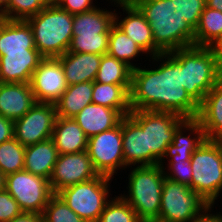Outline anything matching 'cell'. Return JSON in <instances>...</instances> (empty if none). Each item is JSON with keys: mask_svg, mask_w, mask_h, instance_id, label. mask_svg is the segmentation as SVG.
<instances>
[{"mask_svg": "<svg viewBox=\"0 0 222 222\" xmlns=\"http://www.w3.org/2000/svg\"><path fill=\"white\" fill-rule=\"evenodd\" d=\"M150 59L148 61L157 66L147 69L140 65L132 70L131 110L164 111L185 119L196 118L199 105L182 85V64L171 53Z\"/></svg>", "mask_w": 222, "mask_h": 222, "instance_id": "obj_1", "label": "cell"}, {"mask_svg": "<svg viewBox=\"0 0 222 222\" xmlns=\"http://www.w3.org/2000/svg\"><path fill=\"white\" fill-rule=\"evenodd\" d=\"M152 29L155 47L162 53L194 46L195 30L181 17L174 0H130Z\"/></svg>", "mask_w": 222, "mask_h": 222, "instance_id": "obj_2", "label": "cell"}, {"mask_svg": "<svg viewBox=\"0 0 222 222\" xmlns=\"http://www.w3.org/2000/svg\"><path fill=\"white\" fill-rule=\"evenodd\" d=\"M182 64V85L200 105L222 78V67L212 47L191 46L170 52Z\"/></svg>", "mask_w": 222, "mask_h": 222, "instance_id": "obj_3", "label": "cell"}, {"mask_svg": "<svg viewBox=\"0 0 222 222\" xmlns=\"http://www.w3.org/2000/svg\"><path fill=\"white\" fill-rule=\"evenodd\" d=\"M26 21L32 29L35 47L44 58H58L68 51L73 36V14L53 2Z\"/></svg>", "mask_w": 222, "mask_h": 222, "instance_id": "obj_4", "label": "cell"}, {"mask_svg": "<svg viewBox=\"0 0 222 222\" xmlns=\"http://www.w3.org/2000/svg\"><path fill=\"white\" fill-rule=\"evenodd\" d=\"M132 168V169H131ZM127 194L120 196L137 213L141 221L159 220L161 193L165 179L163 168L158 165L131 166Z\"/></svg>", "mask_w": 222, "mask_h": 222, "instance_id": "obj_5", "label": "cell"}, {"mask_svg": "<svg viewBox=\"0 0 222 222\" xmlns=\"http://www.w3.org/2000/svg\"><path fill=\"white\" fill-rule=\"evenodd\" d=\"M190 160L191 189L214 206L222 192V141L205 139Z\"/></svg>", "mask_w": 222, "mask_h": 222, "instance_id": "obj_6", "label": "cell"}, {"mask_svg": "<svg viewBox=\"0 0 222 222\" xmlns=\"http://www.w3.org/2000/svg\"><path fill=\"white\" fill-rule=\"evenodd\" d=\"M112 180L111 177L99 175L94 179L66 187L57 195L86 222H98L107 202L111 199Z\"/></svg>", "mask_w": 222, "mask_h": 222, "instance_id": "obj_7", "label": "cell"}, {"mask_svg": "<svg viewBox=\"0 0 222 222\" xmlns=\"http://www.w3.org/2000/svg\"><path fill=\"white\" fill-rule=\"evenodd\" d=\"M211 205L189 186L165 177L159 222H194Z\"/></svg>", "mask_w": 222, "mask_h": 222, "instance_id": "obj_8", "label": "cell"}, {"mask_svg": "<svg viewBox=\"0 0 222 222\" xmlns=\"http://www.w3.org/2000/svg\"><path fill=\"white\" fill-rule=\"evenodd\" d=\"M129 115L146 130L150 166L158 165L167 146L172 143L176 129L186 120L178 114L154 110H132Z\"/></svg>", "mask_w": 222, "mask_h": 222, "instance_id": "obj_9", "label": "cell"}, {"mask_svg": "<svg viewBox=\"0 0 222 222\" xmlns=\"http://www.w3.org/2000/svg\"><path fill=\"white\" fill-rule=\"evenodd\" d=\"M5 190L16 200L23 212L41 215L54 195L48 179L25 170L7 175Z\"/></svg>", "mask_w": 222, "mask_h": 222, "instance_id": "obj_10", "label": "cell"}, {"mask_svg": "<svg viewBox=\"0 0 222 222\" xmlns=\"http://www.w3.org/2000/svg\"><path fill=\"white\" fill-rule=\"evenodd\" d=\"M86 151L99 175L114 178L118 170H125L122 119L116 127L89 137Z\"/></svg>", "mask_w": 222, "mask_h": 222, "instance_id": "obj_11", "label": "cell"}, {"mask_svg": "<svg viewBox=\"0 0 222 222\" xmlns=\"http://www.w3.org/2000/svg\"><path fill=\"white\" fill-rule=\"evenodd\" d=\"M56 106L53 103H35L23 117L14 121V138L24 147L52 137Z\"/></svg>", "mask_w": 222, "mask_h": 222, "instance_id": "obj_12", "label": "cell"}, {"mask_svg": "<svg viewBox=\"0 0 222 222\" xmlns=\"http://www.w3.org/2000/svg\"><path fill=\"white\" fill-rule=\"evenodd\" d=\"M109 1L113 7L116 5L115 7H118L119 10L121 8L123 11V14H121L122 12L116 13L117 8L115 9L114 24L137 43V45L147 54L146 57L162 54L155 47L152 29L141 11L130 0ZM118 14H120V16ZM124 14L125 16L122 18L121 16Z\"/></svg>", "mask_w": 222, "mask_h": 222, "instance_id": "obj_13", "label": "cell"}, {"mask_svg": "<svg viewBox=\"0 0 222 222\" xmlns=\"http://www.w3.org/2000/svg\"><path fill=\"white\" fill-rule=\"evenodd\" d=\"M87 151L59 154L49 179L52 191L62 189L98 177Z\"/></svg>", "mask_w": 222, "mask_h": 222, "instance_id": "obj_14", "label": "cell"}, {"mask_svg": "<svg viewBox=\"0 0 222 222\" xmlns=\"http://www.w3.org/2000/svg\"><path fill=\"white\" fill-rule=\"evenodd\" d=\"M30 85L37 103L55 104L68 87L61 62L44 58L33 72Z\"/></svg>", "mask_w": 222, "mask_h": 222, "instance_id": "obj_15", "label": "cell"}, {"mask_svg": "<svg viewBox=\"0 0 222 222\" xmlns=\"http://www.w3.org/2000/svg\"><path fill=\"white\" fill-rule=\"evenodd\" d=\"M43 59L37 49L4 53L0 56V82L30 83L33 72Z\"/></svg>", "mask_w": 222, "mask_h": 222, "instance_id": "obj_16", "label": "cell"}, {"mask_svg": "<svg viewBox=\"0 0 222 222\" xmlns=\"http://www.w3.org/2000/svg\"><path fill=\"white\" fill-rule=\"evenodd\" d=\"M122 145L125 169L130 166H150V150H147L146 130L130 116L122 118Z\"/></svg>", "mask_w": 222, "mask_h": 222, "instance_id": "obj_17", "label": "cell"}, {"mask_svg": "<svg viewBox=\"0 0 222 222\" xmlns=\"http://www.w3.org/2000/svg\"><path fill=\"white\" fill-rule=\"evenodd\" d=\"M35 103L30 83L0 82V115L4 118L20 119Z\"/></svg>", "mask_w": 222, "mask_h": 222, "instance_id": "obj_18", "label": "cell"}, {"mask_svg": "<svg viewBox=\"0 0 222 222\" xmlns=\"http://www.w3.org/2000/svg\"><path fill=\"white\" fill-rule=\"evenodd\" d=\"M196 119L206 139L222 141V78L205 95Z\"/></svg>", "mask_w": 222, "mask_h": 222, "instance_id": "obj_19", "label": "cell"}, {"mask_svg": "<svg viewBox=\"0 0 222 222\" xmlns=\"http://www.w3.org/2000/svg\"><path fill=\"white\" fill-rule=\"evenodd\" d=\"M102 55L66 52L57 59L61 62L67 85L94 82Z\"/></svg>", "mask_w": 222, "mask_h": 222, "instance_id": "obj_20", "label": "cell"}, {"mask_svg": "<svg viewBox=\"0 0 222 222\" xmlns=\"http://www.w3.org/2000/svg\"><path fill=\"white\" fill-rule=\"evenodd\" d=\"M122 118L123 116L115 109L90 103L73 119L89 138L116 127Z\"/></svg>", "mask_w": 222, "mask_h": 222, "instance_id": "obj_21", "label": "cell"}, {"mask_svg": "<svg viewBox=\"0 0 222 222\" xmlns=\"http://www.w3.org/2000/svg\"><path fill=\"white\" fill-rule=\"evenodd\" d=\"M186 131L190 133L187 135ZM205 139L204 130L199 121L196 118L186 119L176 129L173 141L167 146L159 165L163 167L164 163H166L165 159H170L176 154L192 155Z\"/></svg>", "mask_w": 222, "mask_h": 222, "instance_id": "obj_22", "label": "cell"}, {"mask_svg": "<svg viewBox=\"0 0 222 222\" xmlns=\"http://www.w3.org/2000/svg\"><path fill=\"white\" fill-rule=\"evenodd\" d=\"M51 139L58 154L83 152L87 149L88 137L73 118L57 117Z\"/></svg>", "mask_w": 222, "mask_h": 222, "instance_id": "obj_23", "label": "cell"}, {"mask_svg": "<svg viewBox=\"0 0 222 222\" xmlns=\"http://www.w3.org/2000/svg\"><path fill=\"white\" fill-rule=\"evenodd\" d=\"M36 49L33 32L26 20L5 19L0 28V56Z\"/></svg>", "mask_w": 222, "mask_h": 222, "instance_id": "obj_24", "label": "cell"}, {"mask_svg": "<svg viewBox=\"0 0 222 222\" xmlns=\"http://www.w3.org/2000/svg\"><path fill=\"white\" fill-rule=\"evenodd\" d=\"M58 155L51 138L27 146L25 148L24 170L49 180Z\"/></svg>", "mask_w": 222, "mask_h": 222, "instance_id": "obj_25", "label": "cell"}, {"mask_svg": "<svg viewBox=\"0 0 222 222\" xmlns=\"http://www.w3.org/2000/svg\"><path fill=\"white\" fill-rule=\"evenodd\" d=\"M114 16L115 9L109 11L101 7L73 14V36L109 33L114 24Z\"/></svg>", "mask_w": 222, "mask_h": 222, "instance_id": "obj_26", "label": "cell"}, {"mask_svg": "<svg viewBox=\"0 0 222 222\" xmlns=\"http://www.w3.org/2000/svg\"><path fill=\"white\" fill-rule=\"evenodd\" d=\"M131 85H114L93 82L92 103L117 110L122 116L129 115Z\"/></svg>", "mask_w": 222, "mask_h": 222, "instance_id": "obj_27", "label": "cell"}, {"mask_svg": "<svg viewBox=\"0 0 222 222\" xmlns=\"http://www.w3.org/2000/svg\"><path fill=\"white\" fill-rule=\"evenodd\" d=\"M93 82L69 85L55 103L57 117L74 118L85 106L92 103Z\"/></svg>", "mask_w": 222, "mask_h": 222, "instance_id": "obj_28", "label": "cell"}, {"mask_svg": "<svg viewBox=\"0 0 222 222\" xmlns=\"http://www.w3.org/2000/svg\"><path fill=\"white\" fill-rule=\"evenodd\" d=\"M107 54L123 61L132 69L137 68L135 58L146 54L131 38H129L119 27L113 24L109 32V43ZM134 60V61H133Z\"/></svg>", "mask_w": 222, "mask_h": 222, "instance_id": "obj_29", "label": "cell"}, {"mask_svg": "<svg viewBox=\"0 0 222 222\" xmlns=\"http://www.w3.org/2000/svg\"><path fill=\"white\" fill-rule=\"evenodd\" d=\"M222 38V12L204 8L195 29L194 46L213 47Z\"/></svg>", "mask_w": 222, "mask_h": 222, "instance_id": "obj_30", "label": "cell"}, {"mask_svg": "<svg viewBox=\"0 0 222 222\" xmlns=\"http://www.w3.org/2000/svg\"><path fill=\"white\" fill-rule=\"evenodd\" d=\"M132 68L108 54L102 55L95 82L114 85H131Z\"/></svg>", "mask_w": 222, "mask_h": 222, "instance_id": "obj_31", "label": "cell"}, {"mask_svg": "<svg viewBox=\"0 0 222 222\" xmlns=\"http://www.w3.org/2000/svg\"><path fill=\"white\" fill-rule=\"evenodd\" d=\"M25 148L14 137L0 144V170L5 176L24 170Z\"/></svg>", "mask_w": 222, "mask_h": 222, "instance_id": "obj_32", "label": "cell"}, {"mask_svg": "<svg viewBox=\"0 0 222 222\" xmlns=\"http://www.w3.org/2000/svg\"><path fill=\"white\" fill-rule=\"evenodd\" d=\"M98 222H141V220L120 195H115L107 202Z\"/></svg>", "mask_w": 222, "mask_h": 222, "instance_id": "obj_33", "label": "cell"}, {"mask_svg": "<svg viewBox=\"0 0 222 222\" xmlns=\"http://www.w3.org/2000/svg\"><path fill=\"white\" fill-rule=\"evenodd\" d=\"M52 3V0H8L7 5L2 10L6 19L26 20Z\"/></svg>", "mask_w": 222, "mask_h": 222, "instance_id": "obj_34", "label": "cell"}, {"mask_svg": "<svg viewBox=\"0 0 222 222\" xmlns=\"http://www.w3.org/2000/svg\"><path fill=\"white\" fill-rule=\"evenodd\" d=\"M109 33L72 36L68 52L107 54Z\"/></svg>", "mask_w": 222, "mask_h": 222, "instance_id": "obj_35", "label": "cell"}, {"mask_svg": "<svg viewBox=\"0 0 222 222\" xmlns=\"http://www.w3.org/2000/svg\"><path fill=\"white\" fill-rule=\"evenodd\" d=\"M43 222H86L71 210L57 194L49 200L42 213Z\"/></svg>", "mask_w": 222, "mask_h": 222, "instance_id": "obj_36", "label": "cell"}, {"mask_svg": "<svg viewBox=\"0 0 222 222\" xmlns=\"http://www.w3.org/2000/svg\"><path fill=\"white\" fill-rule=\"evenodd\" d=\"M192 155H179L176 154L168 159L167 166H163L165 177L189 186L191 188L192 181V167H191ZM168 167V168H167ZM168 170V171H166Z\"/></svg>", "mask_w": 222, "mask_h": 222, "instance_id": "obj_37", "label": "cell"}, {"mask_svg": "<svg viewBox=\"0 0 222 222\" xmlns=\"http://www.w3.org/2000/svg\"><path fill=\"white\" fill-rule=\"evenodd\" d=\"M174 2L181 17L195 30L206 6L205 0H174Z\"/></svg>", "mask_w": 222, "mask_h": 222, "instance_id": "obj_38", "label": "cell"}, {"mask_svg": "<svg viewBox=\"0 0 222 222\" xmlns=\"http://www.w3.org/2000/svg\"><path fill=\"white\" fill-rule=\"evenodd\" d=\"M19 204L16 200L6 191L0 192V222H9L14 217L21 215Z\"/></svg>", "mask_w": 222, "mask_h": 222, "instance_id": "obj_39", "label": "cell"}, {"mask_svg": "<svg viewBox=\"0 0 222 222\" xmlns=\"http://www.w3.org/2000/svg\"><path fill=\"white\" fill-rule=\"evenodd\" d=\"M94 0H55L54 3L61 9L71 13L77 14L87 12L98 5H94Z\"/></svg>", "mask_w": 222, "mask_h": 222, "instance_id": "obj_40", "label": "cell"}, {"mask_svg": "<svg viewBox=\"0 0 222 222\" xmlns=\"http://www.w3.org/2000/svg\"><path fill=\"white\" fill-rule=\"evenodd\" d=\"M14 121L0 115V144L14 137Z\"/></svg>", "mask_w": 222, "mask_h": 222, "instance_id": "obj_41", "label": "cell"}, {"mask_svg": "<svg viewBox=\"0 0 222 222\" xmlns=\"http://www.w3.org/2000/svg\"><path fill=\"white\" fill-rule=\"evenodd\" d=\"M214 206H210L201 216H199L194 222H222L221 212L211 213Z\"/></svg>", "mask_w": 222, "mask_h": 222, "instance_id": "obj_42", "label": "cell"}, {"mask_svg": "<svg viewBox=\"0 0 222 222\" xmlns=\"http://www.w3.org/2000/svg\"><path fill=\"white\" fill-rule=\"evenodd\" d=\"M9 222H43V217L38 213L23 212L21 215L14 217Z\"/></svg>", "mask_w": 222, "mask_h": 222, "instance_id": "obj_43", "label": "cell"}, {"mask_svg": "<svg viewBox=\"0 0 222 222\" xmlns=\"http://www.w3.org/2000/svg\"><path fill=\"white\" fill-rule=\"evenodd\" d=\"M206 7L222 12V0H205Z\"/></svg>", "mask_w": 222, "mask_h": 222, "instance_id": "obj_44", "label": "cell"}, {"mask_svg": "<svg viewBox=\"0 0 222 222\" xmlns=\"http://www.w3.org/2000/svg\"><path fill=\"white\" fill-rule=\"evenodd\" d=\"M212 48L215 50L216 57L222 67V38Z\"/></svg>", "mask_w": 222, "mask_h": 222, "instance_id": "obj_45", "label": "cell"}, {"mask_svg": "<svg viewBox=\"0 0 222 222\" xmlns=\"http://www.w3.org/2000/svg\"><path fill=\"white\" fill-rule=\"evenodd\" d=\"M6 176L0 170V192L5 190Z\"/></svg>", "mask_w": 222, "mask_h": 222, "instance_id": "obj_46", "label": "cell"}, {"mask_svg": "<svg viewBox=\"0 0 222 222\" xmlns=\"http://www.w3.org/2000/svg\"><path fill=\"white\" fill-rule=\"evenodd\" d=\"M8 3V0H0V8L3 9Z\"/></svg>", "mask_w": 222, "mask_h": 222, "instance_id": "obj_47", "label": "cell"}, {"mask_svg": "<svg viewBox=\"0 0 222 222\" xmlns=\"http://www.w3.org/2000/svg\"><path fill=\"white\" fill-rule=\"evenodd\" d=\"M6 18L3 16V17H0V28H1V26H2V23H3V21L5 20Z\"/></svg>", "mask_w": 222, "mask_h": 222, "instance_id": "obj_48", "label": "cell"}, {"mask_svg": "<svg viewBox=\"0 0 222 222\" xmlns=\"http://www.w3.org/2000/svg\"><path fill=\"white\" fill-rule=\"evenodd\" d=\"M4 14H3V10L0 8V17H3Z\"/></svg>", "mask_w": 222, "mask_h": 222, "instance_id": "obj_49", "label": "cell"}, {"mask_svg": "<svg viewBox=\"0 0 222 222\" xmlns=\"http://www.w3.org/2000/svg\"><path fill=\"white\" fill-rule=\"evenodd\" d=\"M141 222H159V221L153 220V221H141Z\"/></svg>", "mask_w": 222, "mask_h": 222, "instance_id": "obj_50", "label": "cell"}]
</instances>
